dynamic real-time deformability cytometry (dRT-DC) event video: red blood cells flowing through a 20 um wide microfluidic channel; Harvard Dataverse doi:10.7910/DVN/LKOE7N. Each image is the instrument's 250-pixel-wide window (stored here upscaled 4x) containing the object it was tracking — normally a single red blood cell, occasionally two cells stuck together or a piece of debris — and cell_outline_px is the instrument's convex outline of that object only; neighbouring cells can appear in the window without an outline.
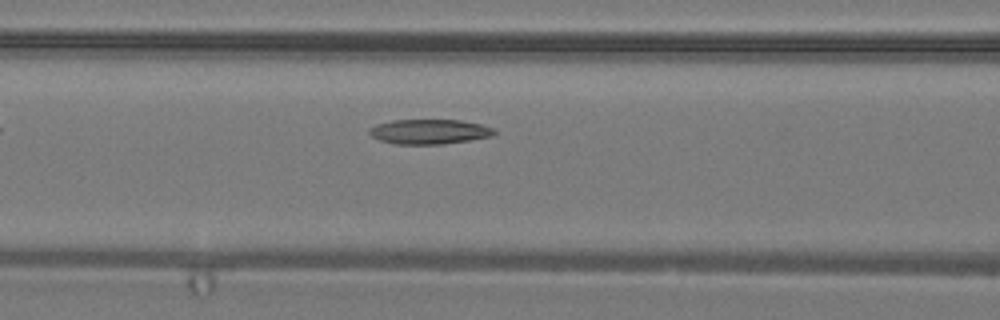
{"species": "common noctule bat (a hibernating species)", "species_latin": "Nyctalus noctula", "temperature_condition": "warm", "stored_images_in_passage": 6, "camera_frame_rate_fps": 3000, "um_per_image_px": 0.085, "animal": {"sex": "male", "body_mass_g": 19.2, "forearm_length_mm": 51.8}, "frame": {"image": 1, "passage_image": 5, "time_ms": 1.333, "image_size_px": [1000, 320], "cell_outline_px": [[496, 132], [492, 136], [444, 144], [396, 144], [380, 140], [372, 136], [368, 132], [368, 128], [376, 124], [392, 120], [460, 120], [480, 124], [492, 128]], "centroid_in_image_um": [36.45, 11.19], "position_along_channel_um": 130.1, "area_um2": 17.98}}